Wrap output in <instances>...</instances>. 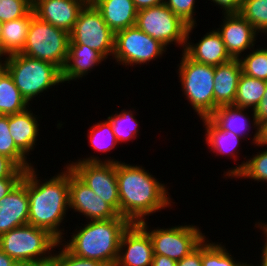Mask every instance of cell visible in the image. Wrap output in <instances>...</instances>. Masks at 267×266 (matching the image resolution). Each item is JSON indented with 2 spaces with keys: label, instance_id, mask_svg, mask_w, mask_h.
I'll use <instances>...</instances> for the list:
<instances>
[{
  "label": "cell",
  "instance_id": "cell-1",
  "mask_svg": "<svg viewBox=\"0 0 267 266\" xmlns=\"http://www.w3.org/2000/svg\"><path fill=\"white\" fill-rule=\"evenodd\" d=\"M116 178L120 200V216L131 223L145 221L147 216L161 212V209H172L173 202L162 181L142 165L126 162L116 163ZM168 187V188H167ZM173 203V204H172Z\"/></svg>",
  "mask_w": 267,
  "mask_h": 266
},
{
  "label": "cell",
  "instance_id": "cell-2",
  "mask_svg": "<svg viewBox=\"0 0 267 266\" xmlns=\"http://www.w3.org/2000/svg\"><path fill=\"white\" fill-rule=\"evenodd\" d=\"M60 171L51 178L42 180L37 168L33 166L27 169L28 224L48 231L59 242L65 237L64 234L67 235L66 226L62 223L66 221L70 208L68 165Z\"/></svg>",
  "mask_w": 267,
  "mask_h": 266
},
{
  "label": "cell",
  "instance_id": "cell-3",
  "mask_svg": "<svg viewBox=\"0 0 267 266\" xmlns=\"http://www.w3.org/2000/svg\"><path fill=\"white\" fill-rule=\"evenodd\" d=\"M85 223L82 224L83 227L76 224L74 232L70 233L72 236L69 241L63 238L60 242L73 255L114 266L122 235L132 223L120 215L109 220Z\"/></svg>",
  "mask_w": 267,
  "mask_h": 266
},
{
  "label": "cell",
  "instance_id": "cell-4",
  "mask_svg": "<svg viewBox=\"0 0 267 266\" xmlns=\"http://www.w3.org/2000/svg\"><path fill=\"white\" fill-rule=\"evenodd\" d=\"M3 63L16 87L29 104H33L36 97L40 98L43 95L41 93L49 92L48 89L63 84L62 71L52 63L21 53L3 57Z\"/></svg>",
  "mask_w": 267,
  "mask_h": 266
},
{
  "label": "cell",
  "instance_id": "cell-5",
  "mask_svg": "<svg viewBox=\"0 0 267 266\" xmlns=\"http://www.w3.org/2000/svg\"><path fill=\"white\" fill-rule=\"evenodd\" d=\"M181 54L176 71L183 97L198 118L208 117L214 111L215 66L195 62L183 51Z\"/></svg>",
  "mask_w": 267,
  "mask_h": 266
},
{
  "label": "cell",
  "instance_id": "cell-6",
  "mask_svg": "<svg viewBox=\"0 0 267 266\" xmlns=\"http://www.w3.org/2000/svg\"><path fill=\"white\" fill-rule=\"evenodd\" d=\"M59 241L48 231L25 224L0 235V249L15 261L48 266Z\"/></svg>",
  "mask_w": 267,
  "mask_h": 266
},
{
  "label": "cell",
  "instance_id": "cell-7",
  "mask_svg": "<svg viewBox=\"0 0 267 266\" xmlns=\"http://www.w3.org/2000/svg\"><path fill=\"white\" fill-rule=\"evenodd\" d=\"M69 33L33 16L21 54L52 63L61 71L68 56Z\"/></svg>",
  "mask_w": 267,
  "mask_h": 266
},
{
  "label": "cell",
  "instance_id": "cell-8",
  "mask_svg": "<svg viewBox=\"0 0 267 266\" xmlns=\"http://www.w3.org/2000/svg\"><path fill=\"white\" fill-rule=\"evenodd\" d=\"M109 157V158H108ZM98 155L75 159L66 163L71 171L103 201L110 204L120 215V200L116 178L117 159Z\"/></svg>",
  "mask_w": 267,
  "mask_h": 266
},
{
  "label": "cell",
  "instance_id": "cell-9",
  "mask_svg": "<svg viewBox=\"0 0 267 266\" xmlns=\"http://www.w3.org/2000/svg\"><path fill=\"white\" fill-rule=\"evenodd\" d=\"M150 236L153 254L163 255L175 261L195 250L206 238L201 227L194 224L175 225L168 228H149L148 221L138 223Z\"/></svg>",
  "mask_w": 267,
  "mask_h": 266
},
{
  "label": "cell",
  "instance_id": "cell-10",
  "mask_svg": "<svg viewBox=\"0 0 267 266\" xmlns=\"http://www.w3.org/2000/svg\"><path fill=\"white\" fill-rule=\"evenodd\" d=\"M167 50L158 40L132 26L115 33L114 53L109 59H115L118 66L136 67L162 58Z\"/></svg>",
  "mask_w": 267,
  "mask_h": 266
},
{
  "label": "cell",
  "instance_id": "cell-11",
  "mask_svg": "<svg viewBox=\"0 0 267 266\" xmlns=\"http://www.w3.org/2000/svg\"><path fill=\"white\" fill-rule=\"evenodd\" d=\"M166 48L174 44L184 51L189 25L164 3L137 12L136 25ZM179 45V46H178Z\"/></svg>",
  "mask_w": 267,
  "mask_h": 266
},
{
  "label": "cell",
  "instance_id": "cell-12",
  "mask_svg": "<svg viewBox=\"0 0 267 266\" xmlns=\"http://www.w3.org/2000/svg\"><path fill=\"white\" fill-rule=\"evenodd\" d=\"M69 37V44L85 45L97 50L106 59L113 56L115 33L108 27L101 12L90 0L80 10Z\"/></svg>",
  "mask_w": 267,
  "mask_h": 266
},
{
  "label": "cell",
  "instance_id": "cell-13",
  "mask_svg": "<svg viewBox=\"0 0 267 266\" xmlns=\"http://www.w3.org/2000/svg\"><path fill=\"white\" fill-rule=\"evenodd\" d=\"M69 207L70 211L86 217V221L109 220L119 213L96 195L69 168Z\"/></svg>",
  "mask_w": 267,
  "mask_h": 266
},
{
  "label": "cell",
  "instance_id": "cell-14",
  "mask_svg": "<svg viewBox=\"0 0 267 266\" xmlns=\"http://www.w3.org/2000/svg\"><path fill=\"white\" fill-rule=\"evenodd\" d=\"M222 16L223 22L221 21L220 27L216 30L221 35L229 55L239 59L256 46L260 34L239 13L222 14Z\"/></svg>",
  "mask_w": 267,
  "mask_h": 266
},
{
  "label": "cell",
  "instance_id": "cell-15",
  "mask_svg": "<svg viewBox=\"0 0 267 266\" xmlns=\"http://www.w3.org/2000/svg\"><path fill=\"white\" fill-rule=\"evenodd\" d=\"M153 245L149 234L132 223L123 233L114 266H151Z\"/></svg>",
  "mask_w": 267,
  "mask_h": 266
},
{
  "label": "cell",
  "instance_id": "cell-16",
  "mask_svg": "<svg viewBox=\"0 0 267 266\" xmlns=\"http://www.w3.org/2000/svg\"><path fill=\"white\" fill-rule=\"evenodd\" d=\"M247 111L249 112L248 108L238 107L233 104L221 105L218 106L208 118L222 131H230L241 137L242 140L246 139V141L249 136H252L249 131L255 129L253 137H249V139H252L251 145H256L259 142L260 126L257 123L254 110H250L251 115H248L249 113H247Z\"/></svg>",
  "mask_w": 267,
  "mask_h": 266
},
{
  "label": "cell",
  "instance_id": "cell-17",
  "mask_svg": "<svg viewBox=\"0 0 267 266\" xmlns=\"http://www.w3.org/2000/svg\"><path fill=\"white\" fill-rule=\"evenodd\" d=\"M88 1L33 0V11L39 19L70 33L80 10Z\"/></svg>",
  "mask_w": 267,
  "mask_h": 266
},
{
  "label": "cell",
  "instance_id": "cell-18",
  "mask_svg": "<svg viewBox=\"0 0 267 266\" xmlns=\"http://www.w3.org/2000/svg\"><path fill=\"white\" fill-rule=\"evenodd\" d=\"M197 25H190L187 30V40L184 48V53L193 61L218 66L232 59L226 50L225 44L221 35L216 29L209 30L204 36L194 44L191 42V33ZM190 38V40H189Z\"/></svg>",
  "mask_w": 267,
  "mask_h": 266
},
{
  "label": "cell",
  "instance_id": "cell-19",
  "mask_svg": "<svg viewBox=\"0 0 267 266\" xmlns=\"http://www.w3.org/2000/svg\"><path fill=\"white\" fill-rule=\"evenodd\" d=\"M27 170L13 190L0 200V235L28 224Z\"/></svg>",
  "mask_w": 267,
  "mask_h": 266
},
{
  "label": "cell",
  "instance_id": "cell-20",
  "mask_svg": "<svg viewBox=\"0 0 267 266\" xmlns=\"http://www.w3.org/2000/svg\"><path fill=\"white\" fill-rule=\"evenodd\" d=\"M107 59L97 50L82 44H69L68 56L62 70L63 83L81 80L91 73L95 66L102 65Z\"/></svg>",
  "mask_w": 267,
  "mask_h": 266
},
{
  "label": "cell",
  "instance_id": "cell-21",
  "mask_svg": "<svg viewBox=\"0 0 267 266\" xmlns=\"http://www.w3.org/2000/svg\"><path fill=\"white\" fill-rule=\"evenodd\" d=\"M241 74V63L237 58L215 66L214 110L221 105L234 104Z\"/></svg>",
  "mask_w": 267,
  "mask_h": 266
},
{
  "label": "cell",
  "instance_id": "cell-22",
  "mask_svg": "<svg viewBox=\"0 0 267 266\" xmlns=\"http://www.w3.org/2000/svg\"><path fill=\"white\" fill-rule=\"evenodd\" d=\"M30 107L25 111L9 115V129L16 146L28 157L36 148L39 134L40 120L38 114ZM38 116V117H37Z\"/></svg>",
  "mask_w": 267,
  "mask_h": 266
},
{
  "label": "cell",
  "instance_id": "cell-23",
  "mask_svg": "<svg viewBox=\"0 0 267 266\" xmlns=\"http://www.w3.org/2000/svg\"><path fill=\"white\" fill-rule=\"evenodd\" d=\"M114 32L136 25L137 12L132 0H90Z\"/></svg>",
  "mask_w": 267,
  "mask_h": 266
},
{
  "label": "cell",
  "instance_id": "cell-24",
  "mask_svg": "<svg viewBox=\"0 0 267 266\" xmlns=\"http://www.w3.org/2000/svg\"><path fill=\"white\" fill-rule=\"evenodd\" d=\"M200 120H202V125L205 128L204 139L209 147L208 149L211 152L213 151L212 153H215V156H230L236 162L240 157L238 155L241 154L238 148L241 145L240 142H243L242 138L230 131H222L208 117L200 118Z\"/></svg>",
  "mask_w": 267,
  "mask_h": 266
},
{
  "label": "cell",
  "instance_id": "cell-25",
  "mask_svg": "<svg viewBox=\"0 0 267 266\" xmlns=\"http://www.w3.org/2000/svg\"><path fill=\"white\" fill-rule=\"evenodd\" d=\"M33 9L22 18L4 22L1 37V55L8 56L20 53L25 46L31 19L34 16Z\"/></svg>",
  "mask_w": 267,
  "mask_h": 266
},
{
  "label": "cell",
  "instance_id": "cell-26",
  "mask_svg": "<svg viewBox=\"0 0 267 266\" xmlns=\"http://www.w3.org/2000/svg\"><path fill=\"white\" fill-rule=\"evenodd\" d=\"M262 148L256 152V154L251 155V157L246 159L240 164L234 167L228 168L227 171L224 170L223 179L226 177L231 179H251V181L265 182L267 183V149L263 148L259 144L254 147ZM234 177V178H233Z\"/></svg>",
  "mask_w": 267,
  "mask_h": 266
},
{
  "label": "cell",
  "instance_id": "cell-27",
  "mask_svg": "<svg viewBox=\"0 0 267 266\" xmlns=\"http://www.w3.org/2000/svg\"><path fill=\"white\" fill-rule=\"evenodd\" d=\"M29 104L16 87L13 78L0 63V115H11L25 111Z\"/></svg>",
  "mask_w": 267,
  "mask_h": 266
},
{
  "label": "cell",
  "instance_id": "cell-28",
  "mask_svg": "<svg viewBox=\"0 0 267 266\" xmlns=\"http://www.w3.org/2000/svg\"><path fill=\"white\" fill-rule=\"evenodd\" d=\"M266 88L267 81L242 73L233 105L254 110L262 100Z\"/></svg>",
  "mask_w": 267,
  "mask_h": 266
},
{
  "label": "cell",
  "instance_id": "cell-29",
  "mask_svg": "<svg viewBox=\"0 0 267 266\" xmlns=\"http://www.w3.org/2000/svg\"><path fill=\"white\" fill-rule=\"evenodd\" d=\"M116 113H112L107 117V120L111 123L112 130L118 143H126L133 142L132 140L137 139V135H139V121L135 117V113L133 110L121 109V111H114Z\"/></svg>",
  "mask_w": 267,
  "mask_h": 266
},
{
  "label": "cell",
  "instance_id": "cell-30",
  "mask_svg": "<svg viewBox=\"0 0 267 266\" xmlns=\"http://www.w3.org/2000/svg\"><path fill=\"white\" fill-rule=\"evenodd\" d=\"M223 242H212L206 237L202 242V265L203 266H249L251 263L244 260H236L222 244Z\"/></svg>",
  "mask_w": 267,
  "mask_h": 266
},
{
  "label": "cell",
  "instance_id": "cell-31",
  "mask_svg": "<svg viewBox=\"0 0 267 266\" xmlns=\"http://www.w3.org/2000/svg\"><path fill=\"white\" fill-rule=\"evenodd\" d=\"M0 154L7 156L23 170L33 167L28 158L15 144L9 129V115H0Z\"/></svg>",
  "mask_w": 267,
  "mask_h": 266
},
{
  "label": "cell",
  "instance_id": "cell-32",
  "mask_svg": "<svg viewBox=\"0 0 267 266\" xmlns=\"http://www.w3.org/2000/svg\"><path fill=\"white\" fill-rule=\"evenodd\" d=\"M87 132L91 149H94V152H99V154L101 152L107 154L111 150H115V147L119 144L113 133L111 123L107 119L93 123V126Z\"/></svg>",
  "mask_w": 267,
  "mask_h": 266
},
{
  "label": "cell",
  "instance_id": "cell-33",
  "mask_svg": "<svg viewBox=\"0 0 267 266\" xmlns=\"http://www.w3.org/2000/svg\"><path fill=\"white\" fill-rule=\"evenodd\" d=\"M252 48L245 56L239 58L242 67V73L267 81V47Z\"/></svg>",
  "mask_w": 267,
  "mask_h": 266
},
{
  "label": "cell",
  "instance_id": "cell-34",
  "mask_svg": "<svg viewBox=\"0 0 267 266\" xmlns=\"http://www.w3.org/2000/svg\"><path fill=\"white\" fill-rule=\"evenodd\" d=\"M239 14L248 20L261 36L267 35V0H242Z\"/></svg>",
  "mask_w": 267,
  "mask_h": 266
},
{
  "label": "cell",
  "instance_id": "cell-35",
  "mask_svg": "<svg viewBox=\"0 0 267 266\" xmlns=\"http://www.w3.org/2000/svg\"><path fill=\"white\" fill-rule=\"evenodd\" d=\"M57 247L59 251L53 253L48 266H106L100 261L73 255L61 242L57 244Z\"/></svg>",
  "mask_w": 267,
  "mask_h": 266
},
{
  "label": "cell",
  "instance_id": "cell-36",
  "mask_svg": "<svg viewBox=\"0 0 267 266\" xmlns=\"http://www.w3.org/2000/svg\"><path fill=\"white\" fill-rule=\"evenodd\" d=\"M33 9V0H0V22L26 16Z\"/></svg>",
  "mask_w": 267,
  "mask_h": 266
},
{
  "label": "cell",
  "instance_id": "cell-37",
  "mask_svg": "<svg viewBox=\"0 0 267 266\" xmlns=\"http://www.w3.org/2000/svg\"><path fill=\"white\" fill-rule=\"evenodd\" d=\"M196 0H164V4L170 8V10L180 17L185 23L190 25H197V19L195 17L196 12Z\"/></svg>",
  "mask_w": 267,
  "mask_h": 266
},
{
  "label": "cell",
  "instance_id": "cell-38",
  "mask_svg": "<svg viewBox=\"0 0 267 266\" xmlns=\"http://www.w3.org/2000/svg\"><path fill=\"white\" fill-rule=\"evenodd\" d=\"M26 170L19 168L7 156L0 154V179L23 178Z\"/></svg>",
  "mask_w": 267,
  "mask_h": 266
},
{
  "label": "cell",
  "instance_id": "cell-39",
  "mask_svg": "<svg viewBox=\"0 0 267 266\" xmlns=\"http://www.w3.org/2000/svg\"><path fill=\"white\" fill-rule=\"evenodd\" d=\"M213 2L214 6L221 8L222 14L239 13L242 0H208Z\"/></svg>",
  "mask_w": 267,
  "mask_h": 266
},
{
  "label": "cell",
  "instance_id": "cell-40",
  "mask_svg": "<svg viewBox=\"0 0 267 266\" xmlns=\"http://www.w3.org/2000/svg\"><path fill=\"white\" fill-rule=\"evenodd\" d=\"M177 266H203L202 265V243L189 255L177 261Z\"/></svg>",
  "mask_w": 267,
  "mask_h": 266
},
{
  "label": "cell",
  "instance_id": "cell-41",
  "mask_svg": "<svg viewBox=\"0 0 267 266\" xmlns=\"http://www.w3.org/2000/svg\"><path fill=\"white\" fill-rule=\"evenodd\" d=\"M254 112L259 126L267 121V88L263 95L262 100L260 101L258 106L254 109Z\"/></svg>",
  "mask_w": 267,
  "mask_h": 266
},
{
  "label": "cell",
  "instance_id": "cell-42",
  "mask_svg": "<svg viewBox=\"0 0 267 266\" xmlns=\"http://www.w3.org/2000/svg\"><path fill=\"white\" fill-rule=\"evenodd\" d=\"M22 178H2L0 179V200L8 195Z\"/></svg>",
  "mask_w": 267,
  "mask_h": 266
},
{
  "label": "cell",
  "instance_id": "cell-43",
  "mask_svg": "<svg viewBox=\"0 0 267 266\" xmlns=\"http://www.w3.org/2000/svg\"><path fill=\"white\" fill-rule=\"evenodd\" d=\"M151 266H177V261L163 255L153 254Z\"/></svg>",
  "mask_w": 267,
  "mask_h": 266
},
{
  "label": "cell",
  "instance_id": "cell-44",
  "mask_svg": "<svg viewBox=\"0 0 267 266\" xmlns=\"http://www.w3.org/2000/svg\"><path fill=\"white\" fill-rule=\"evenodd\" d=\"M132 1L134 2V5L138 11L141 9L150 8L164 3V0H132Z\"/></svg>",
  "mask_w": 267,
  "mask_h": 266
},
{
  "label": "cell",
  "instance_id": "cell-45",
  "mask_svg": "<svg viewBox=\"0 0 267 266\" xmlns=\"http://www.w3.org/2000/svg\"><path fill=\"white\" fill-rule=\"evenodd\" d=\"M260 146L267 148V121L262 123L259 127V142Z\"/></svg>",
  "mask_w": 267,
  "mask_h": 266
},
{
  "label": "cell",
  "instance_id": "cell-46",
  "mask_svg": "<svg viewBox=\"0 0 267 266\" xmlns=\"http://www.w3.org/2000/svg\"><path fill=\"white\" fill-rule=\"evenodd\" d=\"M14 262L13 258L0 249V266H12Z\"/></svg>",
  "mask_w": 267,
  "mask_h": 266
},
{
  "label": "cell",
  "instance_id": "cell-47",
  "mask_svg": "<svg viewBox=\"0 0 267 266\" xmlns=\"http://www.w3.org/2000/svg\"><path fill=\"white\" fill-rule=\"evenodd\" d=\"M260 249H262L260 253V263L254 266H267V243L264 242V245Z\"/></svg>",
  "mask_w": 267,
  "mask_h": 266
},
{
  "label": "cell",
  "instance_id": "cell-48",
  "mask_svg": "<svg viewBox=\"0 0 267 266\" xmlns=\"http://www.w3.org/2000/svg\"><path fill=\"white\" fill-rule=\"evenodd\" d=\"M12 266H45L42 263L35 261H15Z\"/></svg>",
  "mask_w": 267,
  "mask_h": 266
},
{
  "label": "cell",
  "instance_id": "cell-49",
  "mask_svg": "<svg viewBox=\"0 0 267 266\" xmlns=\"http://www.w3.org/2000/svg\"><path fill=\"white\" fill-rule=\"evenodd\" d=\"M256 228L260 229V231H262V235L264 234V239L263 241H265L267 243V226H255Z\"/></svg>",
  "mask_w": 267,
  "mask_h": 266
},
{
  "label": "cell",
  "instance_id": "cell-50",
  "mask_svg": "<svg viewBox=\"0 0 267 266\" xmlns=\"http://www.w3.org/2000/svg\"><path fill=\"white\" fill-rule=\"evenodd\" d=\"M263 220H258L257 222H255L254 224V226H267V222H265V221H263ZM265 222V223H264Z\"/></svg>",
  "mask_w": 267,
  "mask_h": 266
},
{
  "label": "cell",
  "instance_id": "cell-51",
  "mask_svg": "<svg viewBox=\"0 0 267 266\" xmlns=\"http://www.w3.org/2000/svg\"><path fill=\"white\" fill-rule=\"evenodd\" d=\"M2 32H3V23L0 22V54H1V37H2Z\"/></svg>",
  "mask_w": 267,
  "mask_h": 266
},
{
  "label": "cell",
  "instance_id": "cell-52",
  "mask_svg": "<svg viewBox=\"0 0 267 266\" xmlns=\"http://www.w3.org/2000/svg\"><path fill=\"white\" fill-rule=\"evenodd\" d=\"M3 61V56L0 54V63Z\"/></svg>",
  "mask_w": 267,
  "mask_h": 266
}]
</instances>
